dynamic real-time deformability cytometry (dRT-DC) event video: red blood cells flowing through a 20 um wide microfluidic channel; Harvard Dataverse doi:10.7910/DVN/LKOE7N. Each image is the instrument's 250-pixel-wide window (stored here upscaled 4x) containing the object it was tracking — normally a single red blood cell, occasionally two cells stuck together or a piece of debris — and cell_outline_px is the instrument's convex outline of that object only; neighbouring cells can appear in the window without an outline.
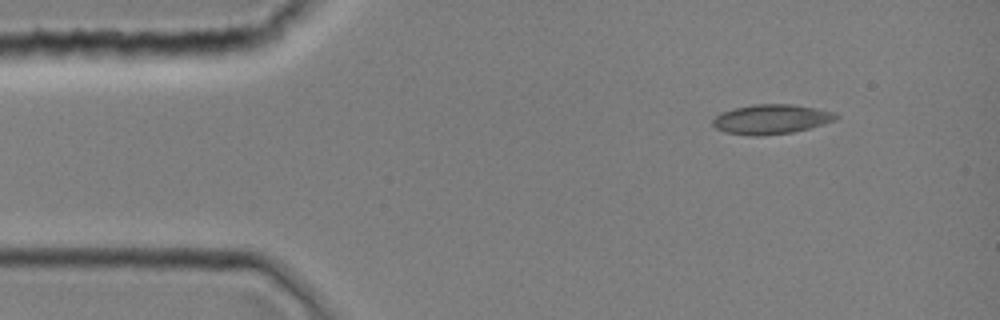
{"species": "common noctule bat (a hibernating species)", "species_latin": "Nyctalus noctula", "temperature_condition": "room temperature", "stored_images_in_passage": 1, "camera_frame_rate_fps": 3000, "um_per_image_px": 0.085, "animal": {"sex": "female", "body_mass_g": 19.0, "forearm_length_mm": 51.5}, "frame": {"image": 1, "passage_image": 1, "time_ms": 0.0, "image_size_px": [1000, 320], "cell_outline_px": [[840, 116], [836, 120], [808, 128], [792, 132], [760, 136], [748, 136], [724, 132], [716, 128], [712, 124], [712, 120], [720, 112], [752, 104], [792, 104], [816, 108], [832, 112]], "centroid_in_image_um": [65.52, 10.13], "position_along_channel_um": 19.5, "area_um2": 21.27}}